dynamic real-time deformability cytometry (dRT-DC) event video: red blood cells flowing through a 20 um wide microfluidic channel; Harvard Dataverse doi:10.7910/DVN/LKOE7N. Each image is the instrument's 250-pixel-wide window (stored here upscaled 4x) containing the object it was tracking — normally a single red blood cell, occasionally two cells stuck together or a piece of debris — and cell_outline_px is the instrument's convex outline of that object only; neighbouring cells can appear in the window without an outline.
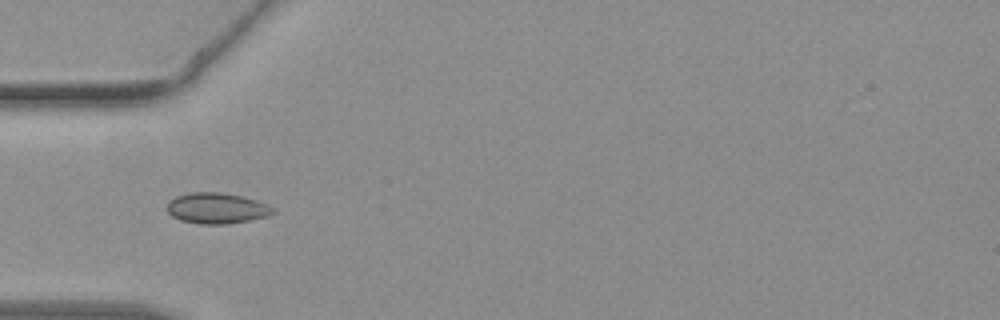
{"species": "common noctule bat (a hibernating species)", "species_latin": "Nyctalus noctula", "temperature_condition": "warm", "stored_images_in_passage": 31, "camera_frame_rate_fps": 3000, "um_per_image_px": 0.085, "animal": {"sex": "female", "body_mass_g": 19.3, "forearm_length_mm": 54.1}, "frame": {"image": 1, "passage_image": 1, "time_ms": 0.0, "image_size_px": [1000, 320], "cell_outline_px": [[276, 212], [268, 216], [228, 224], [196, 224], [180, 220], [172, 216], [168, 212], [168, 200], [176, 196], [188, 192], [220, 192], [244, 196], [268, 204], [276, 208]], "centroid_in_image_um": [18.44, 17.69], "position_along_channel_um": 66.6, "area_um2": 19.31}}
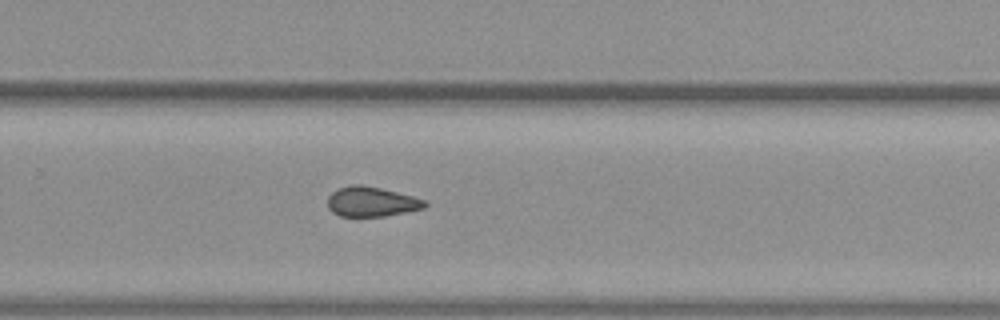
{"frame": {"image": 2, "passage_image": 16, "time_ms": 5.0, "image_size_px": [1000, 320], "cell_outline_px": [[428, 204], [424, 208], [408, 212], [384, 216], [340, 216], [332, 212], [328, 208], [328, 196], [336, 188], [352, 184], [360, 184], [380, 188], [428, 200]], "centroid_in_image_um": [31.58, 17.14], "position_along_channel_um": 298.2, "area_um2": 17.05}}
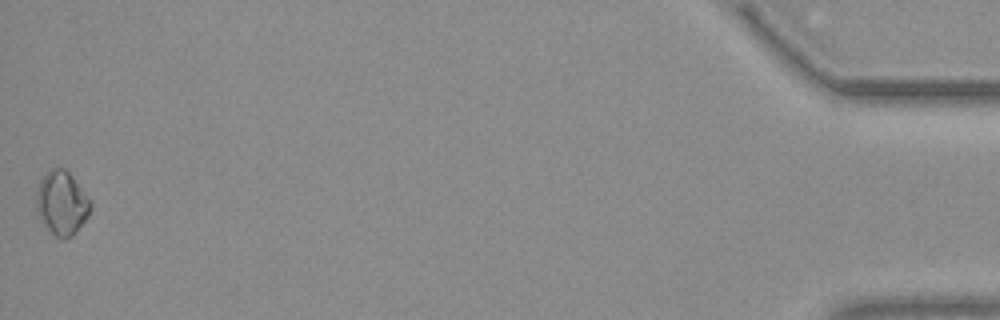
{"frame": {"image": 3, "passage_image": 31, "time_ms": 10.0, "image_size_px": [1000, 320], "cell_outline_px": [[92, 208], [88, 216], [72, 236], [64, 240], [60, 240], [40, 220], [36, 208], [36, 192], [40, 180], [52, 168], [64, 168], [72, 176], [92, 204]], "centroid_in_image_um": [5.24, 17.28], "position_along_channel_um": 430.0, "area_um2": 19.94}}